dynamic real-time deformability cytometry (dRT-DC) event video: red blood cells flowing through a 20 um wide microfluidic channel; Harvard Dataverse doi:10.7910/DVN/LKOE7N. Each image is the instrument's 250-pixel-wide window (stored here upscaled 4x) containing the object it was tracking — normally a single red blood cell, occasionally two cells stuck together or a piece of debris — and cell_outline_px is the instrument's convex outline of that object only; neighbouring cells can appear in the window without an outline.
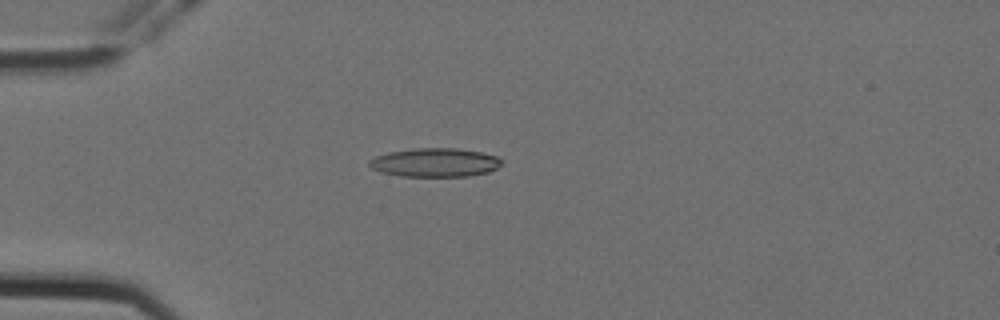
{"species": "Egyptian fruit bat (a non-hibernating species)", "species_latin": "Rousettus aegyptiacus", "temperature_condition": "cold", "stored_images_in_passage": 6, "camera_frame_rate_fps": 3000, "um_per_image_px": 0.085, "animal": {"sex": "female"}, "frame": {"image": 1, "passage_image": 2, "time_ms": 0.333, "image_size_px": [1000, 320], "cell_outline_px": [[500, 164], [496, 168], [488, 172], [468, 176], [400, 176], [380, 172], [372, 168], [368, 164], [368, 160], [376, 156], [388, 152], [416, 148], [456, 148], [480, 152], [496, 156], [500, 160]], "centroid_in_image_um": [36.92, 13.81], "position_along_channel_um": 48.1, "area_um2": 22.02}}
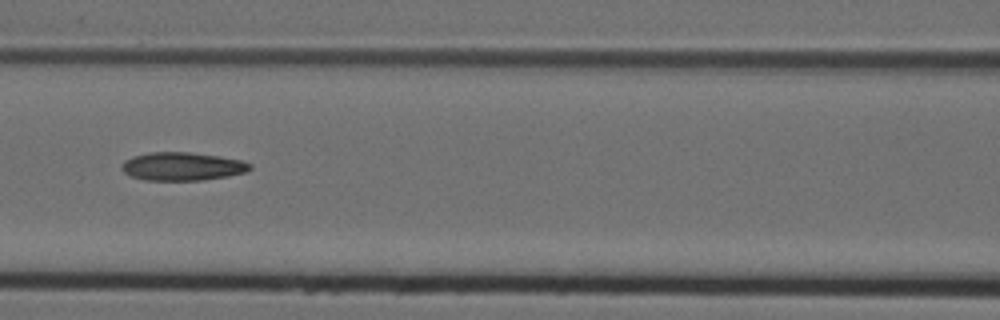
{"frame": {"image": 2, "passage_image": 5, "time_ms": 1.333, "image_size_px": [1000, 320], "cell_outline_px": [[252, 168], [244, 172], [228, 176], [200, 180], [144, 180], [128, 176], [120, 168], [120, 164], [124, 160], [132, 156], [148, 152], [188, 152], [220, 156], [240, 160], [252, 164]], "centroid_in_image_um": [15.43, 14.14], "position_along_channel_um": 151.2, "area_um2": 21.27}}
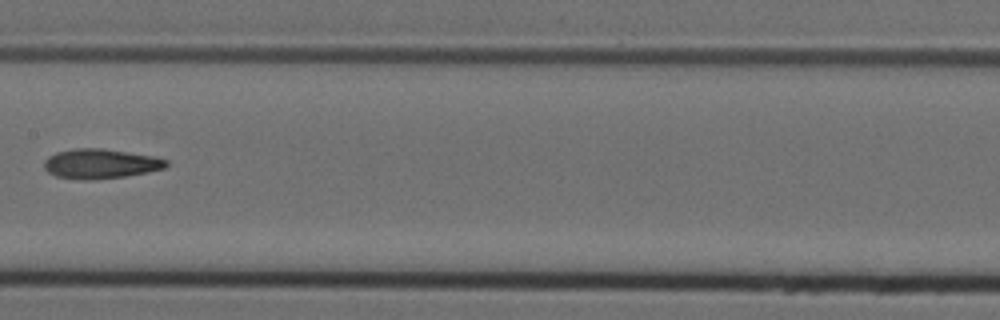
{"frame": {"image": 3, "passage_image": 6, "time_ms": 1.667, "image_size_px": [1000, 320], "cell_outline_px": [[168, 164], [164, 168], [148, 172], [124, 176], [92, 180], [80, 180], [56, 176], [48, 172], [44, 168], [44, 160], [48, 156], [56, 152], [76, 148], [104, 148], [156, 156], [168, 160]], "centroid_in_image_um": [8.54, 13.91], "position_along_channel_um": 198.9, "area_um2": 21.33}}